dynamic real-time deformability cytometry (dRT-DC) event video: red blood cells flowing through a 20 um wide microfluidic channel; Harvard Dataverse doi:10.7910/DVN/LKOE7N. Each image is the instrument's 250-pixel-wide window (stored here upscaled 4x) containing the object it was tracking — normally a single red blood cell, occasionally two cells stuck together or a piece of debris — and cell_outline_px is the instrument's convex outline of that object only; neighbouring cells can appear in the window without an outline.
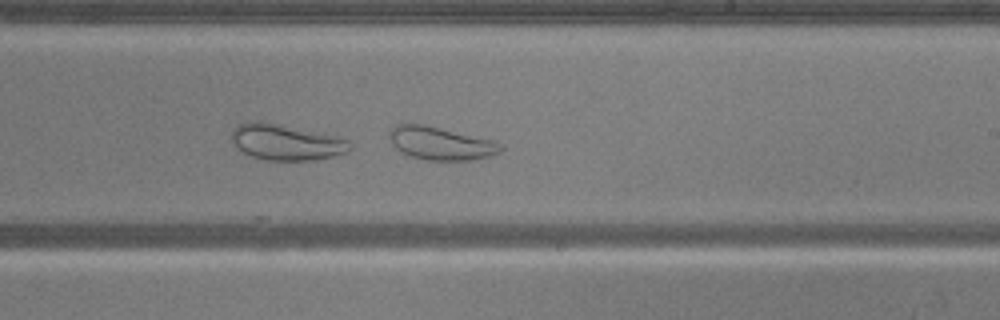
{"species": "common noctule bat (a hibernating species)", "species_latin": "Nyctalus noctula", "temperature_condition": "warm", "stored_images_in_passage": 20, "camera_frame_rate_fps": 3000, "um_per_image_px": 0.085, "animal": {"sex": "male", "body_mass_g": 20.5, "forearm_length_mm": 52.5}, "frame": {"image": 1, "passage_image": 16, "time_ms": 5.0, "image_size_px": [1000, 320], "cell_outline_px": [[504, 148], [500, 152], [488, 156], [472, 160], [428, 160], [412, 156], [396, 148], [392, 144], [388, 132], [388, 128], [396, 124], [424, 124], [496, 140], [504, 144]], "centroid_in_image_um": [37.5, 12.16], "position_along_channel_um": 251.5, "area_um2": 21.62}}